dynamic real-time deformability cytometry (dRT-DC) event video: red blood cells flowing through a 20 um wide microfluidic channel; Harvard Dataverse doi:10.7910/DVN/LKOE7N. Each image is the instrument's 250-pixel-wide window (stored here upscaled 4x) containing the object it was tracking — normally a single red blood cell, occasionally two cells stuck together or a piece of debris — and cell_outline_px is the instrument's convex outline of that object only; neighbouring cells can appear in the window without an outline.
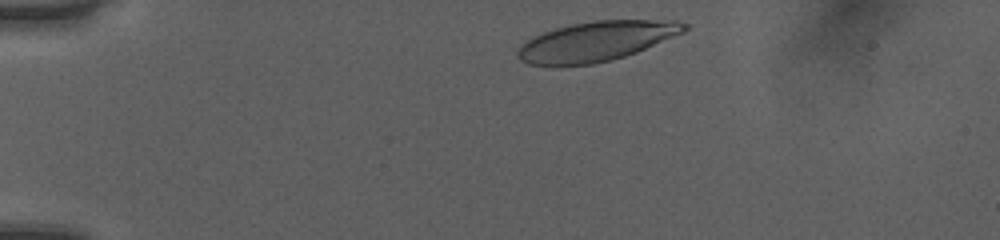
{"species": "human", "species_latin": "Homo sapiens", "temperature_condition": "room temperature", "stored_images_in_passage": 35, "camera_frame_rate_fps": 3000, "um_per_image_px": 0.085, "donor": {"sex": "female"}, "frame": {"image": 1, "passage_image": 2, "time_ms": 0.333, "image_size_px": [1000, 240], "cell_outline_px": [[688, 28], [684, 32], [636, 52], [624, 56], [592, 64], [528, 64], [520, 60], [516, 56], [516, 52], [520, 44], [532, 36], [556, 28], [572, 24], [596, 20], [676, 20], [688, 24]], "centroid_in_image_um": [50.68, 3.49], "position_along_channel_um": 34.3, "area_um2": 38.15}}
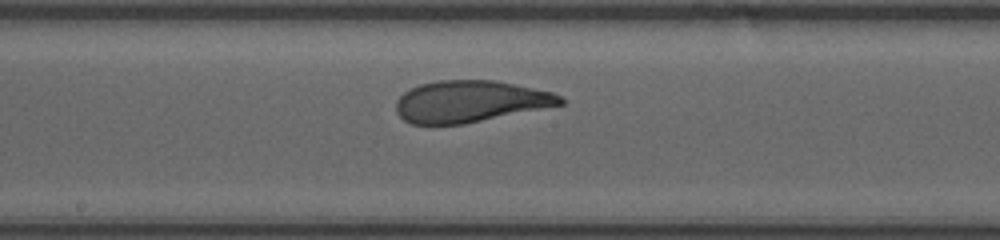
{"frame": {"image": 2, "passage_image": 20, "time_ms": 6.333, "image_size_px": [1000, 240], "cell_outline_px": [[568, 100], [564, 104], [464, 124], [412, 124], [404, 120], [396, 112], [396, 100], [404, 92], [420, 84], [436, 80], [496, 80], [552, 92], [564, 96]], "centroid_in_image_um": [39.98, 8.62], "position_along_channel_um": 208.2, "area_um2": 40.0}}
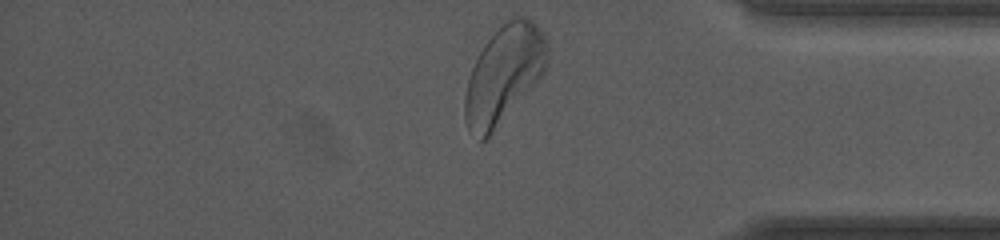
{"frame": {"image": 3, "passage_image": 35, "time_ms": 11.333, "image_size_px": [1000, 240], "cell_outline_px": [[548, 56], [544, 72], [488, 136], [484, 140], [480, 140], [468, 128], [464, 120], [464, 96], [468, 80], [472, 68], [484, 44], [512, 16], [524, 16], [532, 20], [544, 32], [548, 40]], "centroid_in_image_um": [42.84, 6.27], "position_along_channel_um": 392.4, "area_um2": 45.84}, "authors_computed_cell_mechanics": {"area_um2": 40.749, "velocity_mm_per_s": 3.9962, "shape_relaxation_time_tau1_ms": 3.3527, "shape_relaxation_time_tau2_ms": 0.7553, "deformation_change_tau1": 0.1814, "deformation_change_tau2": 0.0818}}